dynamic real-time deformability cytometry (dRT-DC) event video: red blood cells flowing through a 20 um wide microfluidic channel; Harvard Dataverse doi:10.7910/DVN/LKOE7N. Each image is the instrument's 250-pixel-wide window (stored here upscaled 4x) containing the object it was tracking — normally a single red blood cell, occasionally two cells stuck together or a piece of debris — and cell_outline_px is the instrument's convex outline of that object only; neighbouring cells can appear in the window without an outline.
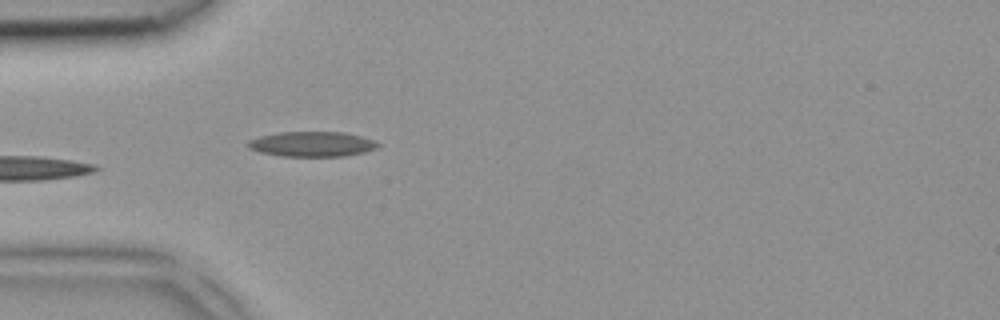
{"species": "common noctule bat (a hibernating species)", "species_latin": "Nyctalus noctula", "temperature_condition": "room temperature", "stored_images_in_passage": 4, "camera_frame_rate_fps": 3000, "um_per_image_px": 0.085, "animal": {"sex": "female", "body_mass_g": 18.4}, "frame": {"image": 1, "passage_image": 4, "time_ms": 1.0, "image_size_px": [1000, 320], "cell_outline_px": [[380, 144], [376, 148], [364, 152], [344, 156], [284, 156], [260, 152], [248, 148], [248, 140], [260, 136], [280, 132], [344, 132], [376, 140]], "centroid_in_image_um": [26.54, 12.24], "position_along_channel_um": 58.5, "area_um2": 18.9}}